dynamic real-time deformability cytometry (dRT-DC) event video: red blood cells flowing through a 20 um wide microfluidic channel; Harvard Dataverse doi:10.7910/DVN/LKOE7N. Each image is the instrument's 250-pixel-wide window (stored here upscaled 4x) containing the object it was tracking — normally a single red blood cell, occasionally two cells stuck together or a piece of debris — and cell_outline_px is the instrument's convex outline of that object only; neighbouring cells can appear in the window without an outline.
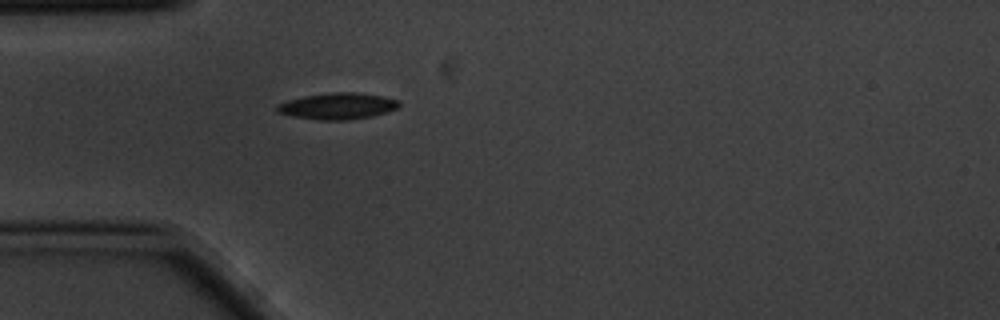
{"species": "common noctule bat (a hibernating species)", "species_latin": "Nyctalus noctula", "temperature_condition": "cold", "stored_images_in_passage": 1, "camera_frame_rate_fps": 3000, "um_per_image_px": 0.085, "animal": {"sex": "male", "body_mass_g": 20.1, "forearm_length_mm": 53.5}, "frame": {"image": 1, "passage_image": 1, "time_ms": 0.0, "image_size_px": [1000, 320], "cell_outline_px": [[400, 104], [396, 108], [372, 116], [348, 120], [316, 120], [292, 116], [276, 112], [276, 104], [288, 100], [304, 96], [328, 92], [356, 92], [380, 96], [396, 100]], "centroid_in_image_um": [28.61, 9.02], "position_along_channel_um": 56.4, "area_um2": 18.67}}